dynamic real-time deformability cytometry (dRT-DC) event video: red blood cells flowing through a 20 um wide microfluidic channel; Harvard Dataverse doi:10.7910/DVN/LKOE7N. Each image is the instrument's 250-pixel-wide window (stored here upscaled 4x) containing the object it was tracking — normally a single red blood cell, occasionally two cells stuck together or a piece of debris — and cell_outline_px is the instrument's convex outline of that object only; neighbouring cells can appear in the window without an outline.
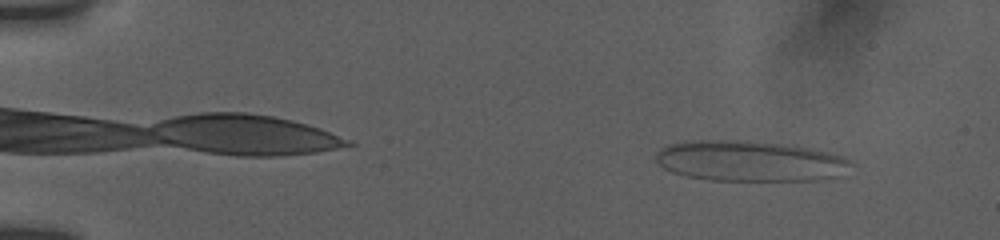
{"species": "human", "species_latin": "Homo sapiens", "temperature_condition": "room temperature", "stored_images_in_passage": 46, "camera_frame_rate_fps": 3000, "um_per_image_px": 0.085, "donor": {"sex": "female"}, "frame": {"image": 1, "passage_image": 3, "time_ms": 0.667, "image_size_px": [1000, 240], "cell_outline_px": [[856, 164], [836, 176], [816, 180], [712, 180], [688, 176], [672, 172], [664, 168], [656, 160], [656, 152], [660, 148], [668, 144], [684, 140], [748, 140], [780, 144], [808, 148], [828, 152], [840, 156]], "centroid_in_image_um": [63.68, 13.67], "position_along_channel_um": 21.3, "area_um2": 46.01}}
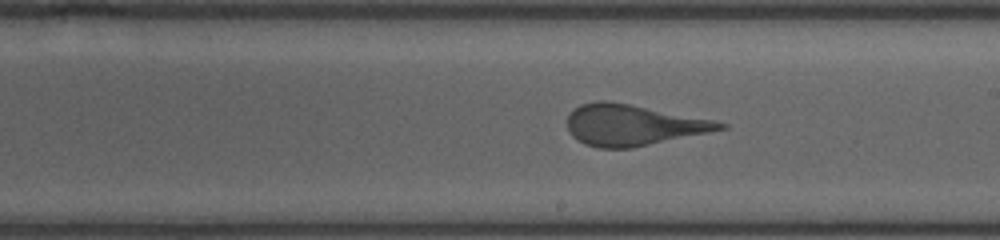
{"frame": {"image": 2, "passage_image": 26, "time_ms": 9.333, "image_size_px": [1000, 240], "cell_outline_px": [[728, 128], [632, 148], [596, 148], [584, 144], [572, 136], [568, 132], [568, 116], [580, 104], [596, 100], [608, 100], [712, 120], [728, 124]], "centroid_in_image_um": [53.75, 10.63], "position_along_channel_um": 235.3, "area_um2": 36.13}}
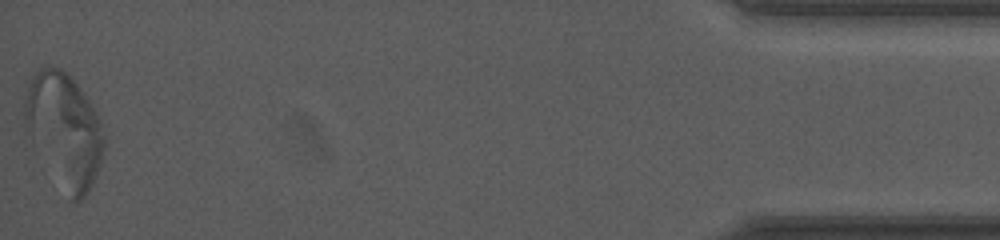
{"frame": {"image": 3, "passage_image": 46, "time_ms": 16.667, "image_size_px": [1000, 240], "cell_outline_px": [[104, 148], [100, 164], [92, 184], [88, 192], [80, 200], [72, 200], [24, 140], [20, 112], [28, 80], [40, 68], [52, 64], [60, 68], [76, 84], [88, 100], [96, 112], [100, 120], [104, 136]], "centroid_in_image_um": [5.32, 11.04], "position_along_channel_um": 429.9, "area_um2": 54.04}}